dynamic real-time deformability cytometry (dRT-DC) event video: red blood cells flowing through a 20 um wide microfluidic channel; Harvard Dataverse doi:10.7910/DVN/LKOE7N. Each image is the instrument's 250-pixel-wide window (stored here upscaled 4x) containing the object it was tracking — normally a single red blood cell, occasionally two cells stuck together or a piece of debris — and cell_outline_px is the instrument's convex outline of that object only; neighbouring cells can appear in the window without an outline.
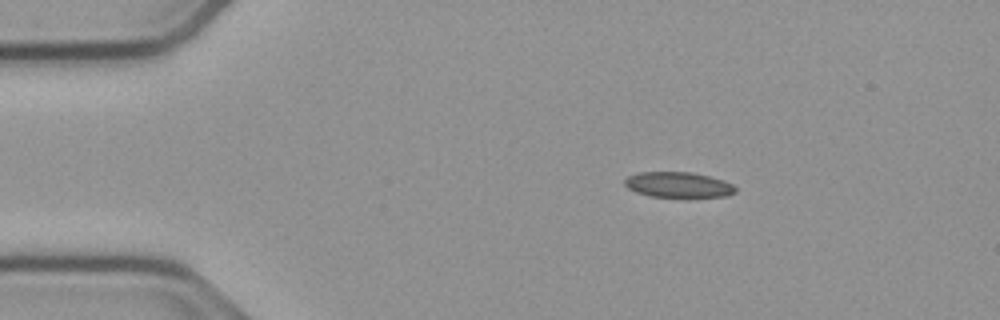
{"species": "common noctule bat (a hibernating species)", "species_latin": "Nyctalus noctula", "temperature_condition": "cold", "stored_images_in_passage": 46, "camera_frame_rate_fps": 3000, "um_per_image_px": 0.085, "animal": {"sex": "male", "body_mass_g": 23.1, "forearm_length_mm": 52.7}, "frame": {"image": 1, "passage_image": 1, "time_ms": 0.0, "image_size_px": [1000, 320], "cell_outline_px": [[736, 192], [728, 196], [652, 196], [636, 192], [628, 188], [624, 184], [624, 180], [628, 176], [640, 172], [692, 172], [724, 180], [732, 184], [736, 188]], "centroid_in_image_um": [57.65, 15.69], "position_along_channel_um": 27.3, "area_um2": 16.18}}
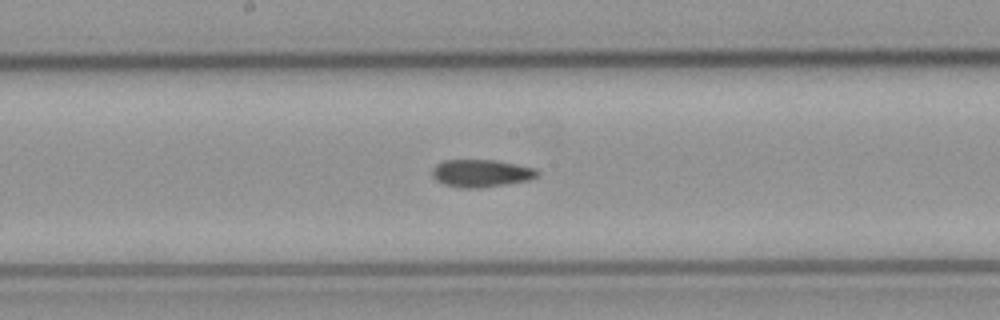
{"frame": {"image": 2, "passage_image": 20, "time_ms": 6.333, "image_size_px": [1000, 320], "cell_outline_px": [[540, 172], [536, 176], [528, 180], [480, 188], [456, 188], [444, 184], [436, 180], [432, 176], [432, 168], [436, 164], [444, 160], [496, 160], [536, 168]], "centroid_in_image_um": [40.86, 14.72], "position_along_channel_um": 207.3, "area_um2": 16.94}}
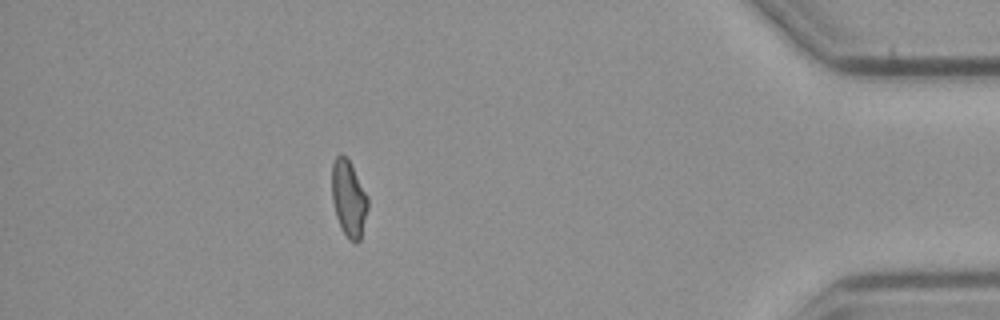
{"frame": {"image": 3, "passage_image": 40, "time_ms": 13.0, "image_size_px": [1000, 320], "cell_outline_px": [[368, 208], [360, 240], [356, 244], [348, 240], [336, 216], [332, 200], [332, 164], [336, 156], [340, 152], [348, 160], [368, 196]], "centroid_in_image_um": [29.64, 16.89], "position_along_channel_um": 405.6, "area_um2": 15.9}, "authors_computed_cell_mechanics": {"area_um2": 16.5886, "velocity_mm_per_s": 3.7735, "shape_relaxation_time_tau1_ms": null, "shape_relaxation_time_tau2_ms": 3.2455, "deformation_change_tau1": null, "deformation_change_tau2": 0.0827}}